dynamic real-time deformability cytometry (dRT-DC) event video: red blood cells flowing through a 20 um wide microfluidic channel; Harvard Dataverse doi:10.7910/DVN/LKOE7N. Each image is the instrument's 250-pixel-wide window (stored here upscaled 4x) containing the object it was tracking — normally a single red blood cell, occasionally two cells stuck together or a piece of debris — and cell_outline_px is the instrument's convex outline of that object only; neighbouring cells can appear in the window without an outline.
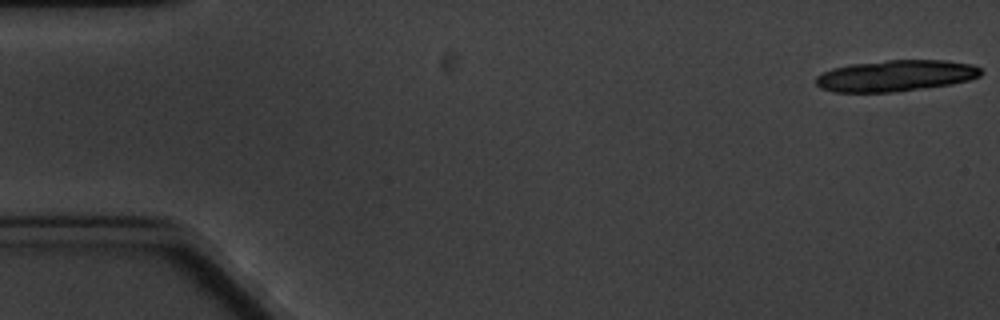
{"species": "common noctule bat (a hibernating species)", "species_latin": "Nyctalus noctula", "temperature_condition": "cold", "stored_images_in_passage": 6, "camera_frame_rate_fps": 3000, "um_per_image_px": 0.085, "animal": {"sex": "male", "body_mass_g": 20.1, "forearm_length_mm": 53.5}, "frame": {"image": 1, "passage_image": 1, "time_ms": 0.0, "image_size_px": [1000, 320], "cell_outline_px": [[984, 72], [980, 76], [968, 80], [952, 84], [892, 92], [832, 92], [820, 88], [816, 84], [816, 76], [832, 68], [848, 64], [888, 60], [944, 60], [972, 64], [980, 68]], "centroid_in_image_um": [76.12, 6.43], "position_along_channel_um": 8.9, "area_um2": 30.17}}
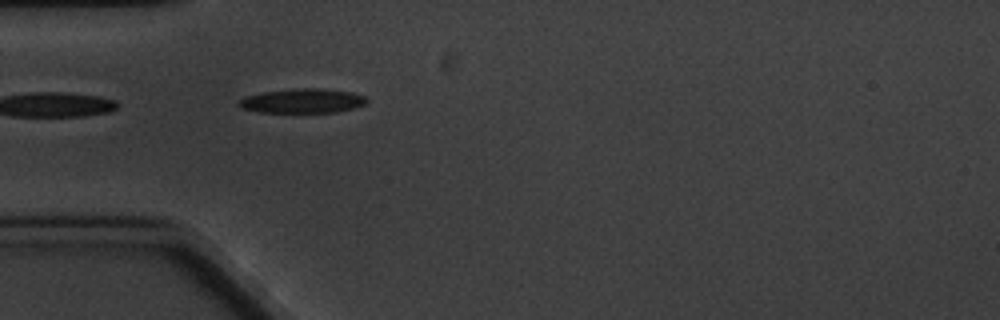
{"frame": {"image": 2, "passage_image": 6, "time_ms": 5.667, "image_size_px": [1000, 320], "cell_outline_px": [[368, 100], [364, 104], [352, 108], [336, 112], [260, 112], [240, 108], [236, 104], [244, 96], [260, 92], [300, 88], [320, 88], [352, 92], [364, 96]], "centroid_in_image_um": [25.66, 8.57], "position_along_channel_um": 59.3, "area_um2": 18.15}}